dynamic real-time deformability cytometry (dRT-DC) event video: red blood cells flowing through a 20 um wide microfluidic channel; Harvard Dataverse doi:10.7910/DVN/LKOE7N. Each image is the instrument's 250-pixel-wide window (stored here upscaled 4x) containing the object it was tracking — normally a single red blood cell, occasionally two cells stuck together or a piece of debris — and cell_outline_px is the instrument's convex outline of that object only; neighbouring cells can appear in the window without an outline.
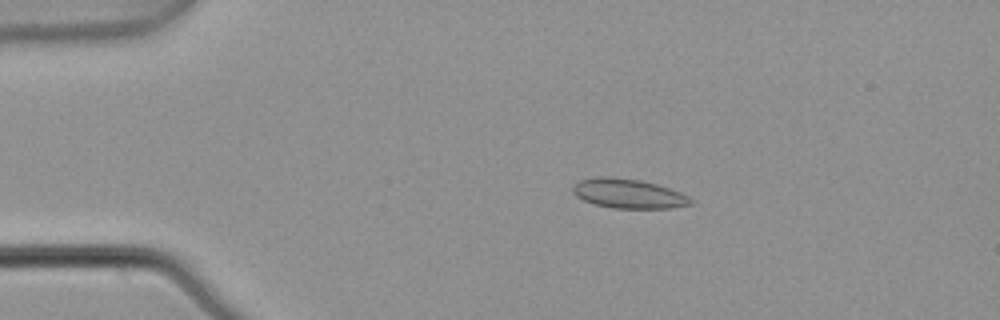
{"species": "common noctule bat (a hibernating species)", "species_latin": "Nyctalus noctula", "temperature_condition": "warm", "stored_images_in_passage": 4, "camera_frame_rate_fps": 3000, "um_per_image_px": 0.085, "animal": {"sex": "male", "body_mass_g": 21.5, "forearm_length_mm": 52.0}, "frame": {"image": 1, "passage_image": 3, "time_ms": 0.667, "image_size_px": [1000, 320], "cell_outline_px": [[696, 200], [692, 204], [672, 208], [612, 208], [592, 204], [576, 196], [572, 192], [572, 184], [580, 180], [600, 176], [612, 176], [640, 180], [656, 184], [680, 192]], "centroid_in_image_um": [53.4, 16.45], "position_along_channel_um": 31.6, "area_um2": 20.46}}